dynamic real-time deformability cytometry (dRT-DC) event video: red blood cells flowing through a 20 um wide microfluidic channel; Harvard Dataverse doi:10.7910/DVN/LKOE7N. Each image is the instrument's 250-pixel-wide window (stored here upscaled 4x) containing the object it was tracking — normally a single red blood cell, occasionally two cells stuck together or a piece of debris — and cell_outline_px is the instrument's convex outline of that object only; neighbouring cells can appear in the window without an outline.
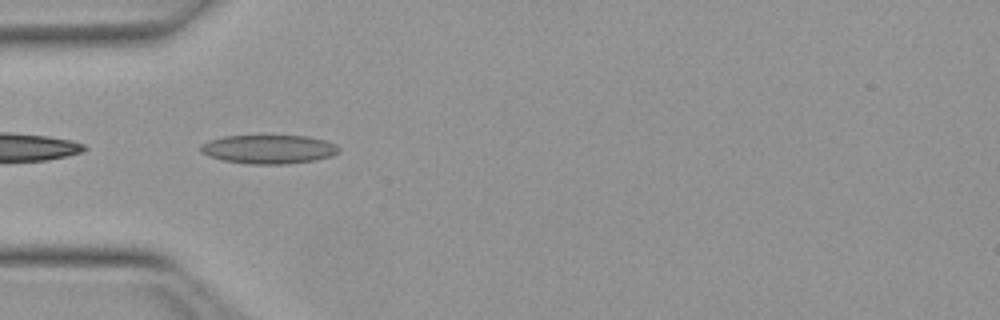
{"species": "Egyptian fruit bat (a non-hibernating species)", "species_latin": "Rousettus aegyptiacus", "temperature_condition": "warm", "stored_images_in_passage": 4, "camera_frame_rate_fps": 3000, "um_per_image_px": 0.085, "animal": {"sex": "female"}, "frame": {"image": 1, "passage_image": 1, "time_ms": 0.0, "image_size_px": [1000, 320], "cell_outline_px": [[340, 152], [332, 156], [316, 160], [284, 164], [248, 164], [224, 160], [208, 156], [200, 152], [200, 144], [208, 140], [224, 136], [308, 136], [324, 140], [336, 144], [340, 148]], "centroid_in_image_um": [22.84, 12.69], "position_along_channel_um": 62.2, "area_um2": 23.35}}